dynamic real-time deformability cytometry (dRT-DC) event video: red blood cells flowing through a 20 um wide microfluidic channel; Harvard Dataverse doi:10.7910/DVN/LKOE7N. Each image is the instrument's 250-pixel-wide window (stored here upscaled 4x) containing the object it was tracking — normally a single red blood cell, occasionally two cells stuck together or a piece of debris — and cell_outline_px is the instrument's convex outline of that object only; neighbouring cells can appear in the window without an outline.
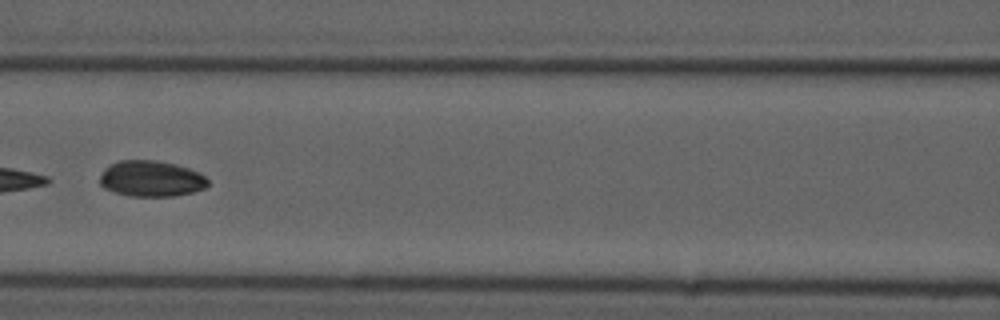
{"species": "common noctule bat (a hibernating species)", "species_latin": "Nyctalus noctula", "temperature_condition": "cold", "stored_images_in_passage": 8, "camera_frame_rate_fps": 3000, "um_per_image_px": 0.085, "animal": {"sex": "male", "forearm_length_mm": 52.5}, "frame": {"image": 1, "passage_image": 6, "time_ms": 7.333, "image_size_px": [1000, 320], "cell_outline_px": [[208, 184], [204, 188], [192, 192], [172, 196], [128, 196], [104, 188], [100, 184], [100, 176], [104, 168], [120, 160], [156, 160], [176, 164], [200, 172], [208, 180]], "centroid_in_image_um": [12.84, 15.18], "position_along_channel_um": 153.8, "area_um2": 22.6}}
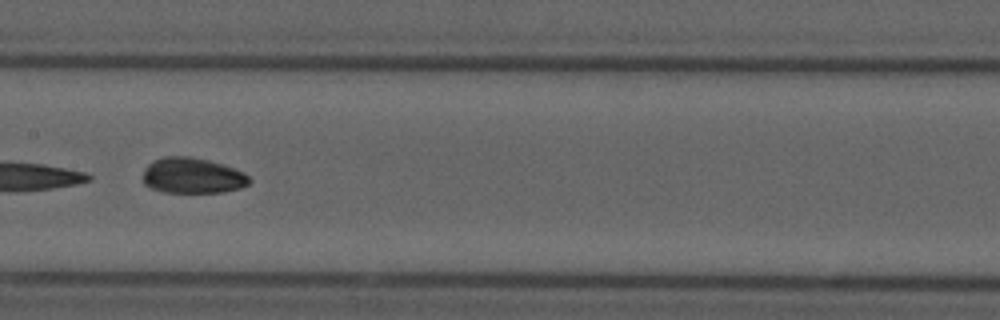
{"frame": {"image": 2, "passage_image": 7, "time_ms": 8.333, "image_size_px": [1000, 320], "cell_outline_px": [[252, 180], [248, 184], [240, 188], [224, 192], [164, 192], [152, 188], [144, 184], [144, 168], [152, 160], [164, 156], [188, 156], [208, 160], [224, 164], [244, 172]], "centroid_in_image_um": [16.37, 14.92], "position_along_channel_um": 191.0, "area_um2": 22.2}}
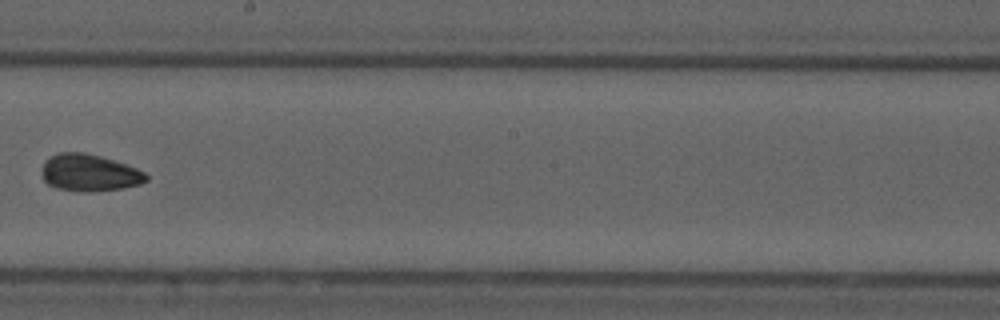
{"frame": {"image": 3, "passage_image": 8, "time_ms": 9.667, "image_size_px": [1000, 320], "cell_outline_px": [[148, 180], [140, 184], [124, 188], [92, 192], [80, 192], [56, 188], [48, 184], [44, 180], [44, 160], [60, 152], [84, 152], [100, 156], [128, 164], [144, 172], [148, 176]], "centroid_in_image_um": [7.64, 14.69], "position_along_channel_um": 240.6, "area_um2": 22.54}}